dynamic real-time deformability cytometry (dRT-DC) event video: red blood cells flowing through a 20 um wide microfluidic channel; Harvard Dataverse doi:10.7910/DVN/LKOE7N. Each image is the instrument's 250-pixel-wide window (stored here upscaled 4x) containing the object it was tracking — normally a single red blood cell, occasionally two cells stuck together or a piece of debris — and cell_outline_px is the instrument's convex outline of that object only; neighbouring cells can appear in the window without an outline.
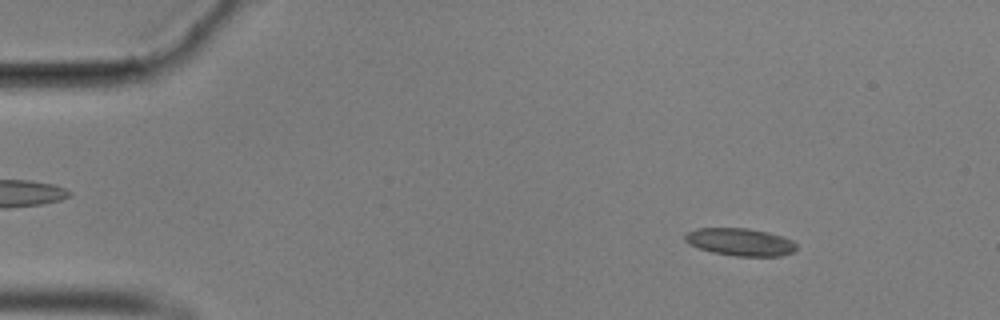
{"species": "common noctule bat (a hibernating species)", "species_latin": "Nyctalus noctula", "temperature_condition": "cold", "stored_images_in_passage": 57, "camera_frame_rate_fps": 3000, "um_per_image_px": 0.085, "animal": {"sex": "male", "body_mass_g": 17.9}, "frame": {"image": 1, "passage_image": 7, "time_ms": 2.0, "image_size_px": [1000, 320], "cell_outline_px": [[796, 248], [792, 252], [780, 256], [736, 256], [712, 252], [688, 244], [684, 240], [684, 236], [688, 232], [696, 228], [748, 228], [768, 232], [792, 240], [796, 244]], "centroid_in_image_um": [62.89, 20.56], "position_along_channel_um": 22.1, "area_um2": 17.8}}
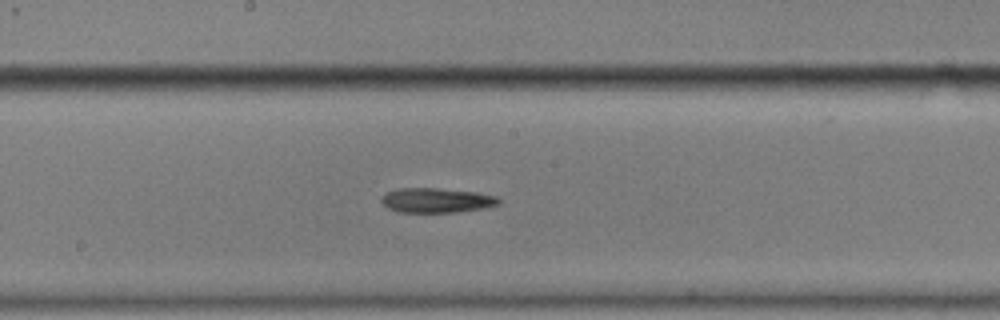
{"frame": {"image": 2, "passage_image": 30, "time_ms": 9.667, "image_size_px": [1000, 320], "cell_outline_px": [[500, 200], [496, 204], [488, 208], [456, 212], [396, 212], [388, 208], [380, 200], [380, 196], [396, 188], [436, 188], [476, 192], [496, 196]], "centroid_in_image_um": [37.07, 17.03], "position_along_channel_um": 211.1, "area_um2": 16.94}}
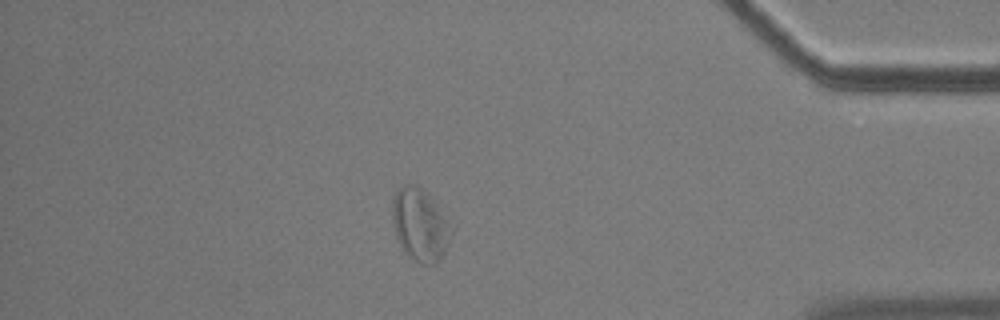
{"frame": {"image": 3, "passage_image": 49, "time_ms": 16.0, "image_size_px": [1000, 320], "cell_outline_px": [[456, 228], [444, 252], [436, 264], [424, 264], [408, 256], [404, 252], [396, 236], [392, 216], [392, 200], [396, 192], [404, 184], [412, 184], [420, 188], [428, 196]], "centroid_in_image_um": [35.73, 19.13], "position_along_channel_um": 399.5, "area_um2": 24.74}, "authors_computed_cell_mechanics": {"area_um2": 17.918, "velocity_mm_per_s": 3.5031, "shape_relaxation_time_tau1_ms": 7.2685, "shape_relaxation_time_tau2_ms": 8.6908, "deformation_change_tau1": 0.1541, "deformation_change_tau2": 0.2162}}